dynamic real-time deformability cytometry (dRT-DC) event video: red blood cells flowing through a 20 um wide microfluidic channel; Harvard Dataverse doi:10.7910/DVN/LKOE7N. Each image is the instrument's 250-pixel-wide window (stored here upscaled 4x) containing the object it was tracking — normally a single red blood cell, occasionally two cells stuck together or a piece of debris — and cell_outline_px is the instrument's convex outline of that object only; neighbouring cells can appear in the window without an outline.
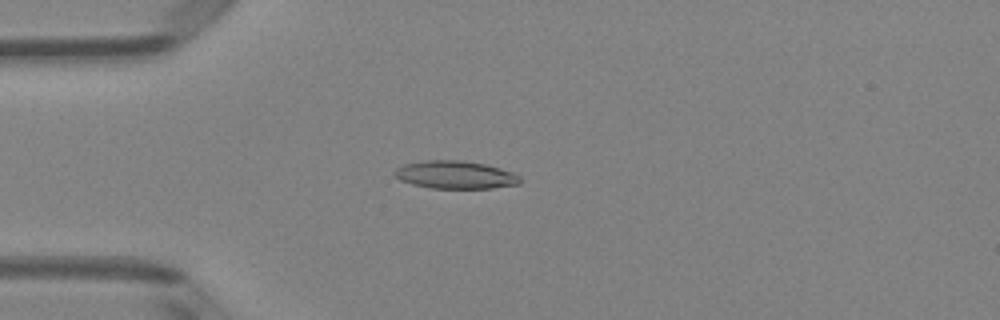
{"species": "Egyptian fruit bat (a non-hibernating species)", "species_latin": "Rousettus aegyptiacus", "temperature_condition": "room temperature", "stored_images_in_passage": 43, "camera_frame_rate_fps": 3000, "um_per_image_px": 0.085, "animal": {"sex": "female"}, "frame": {"image": 1, "passage_image": 13, "time_ms": 4.0, "image_size_px": [1000, 320], "cell_outline_px": [[520, 184], [492, 188], [432, 188], [412, 184], [400, 180], [392, 172], [396, 168], [404, 164], [424, 160], [460, 160], [484, 164], [500, 168], [512, 172], [520, 176]], "centroid_in_image_um": [38.69, 14.85], "position_along_channel_um": 46.3, "area_um2": 20.35}}
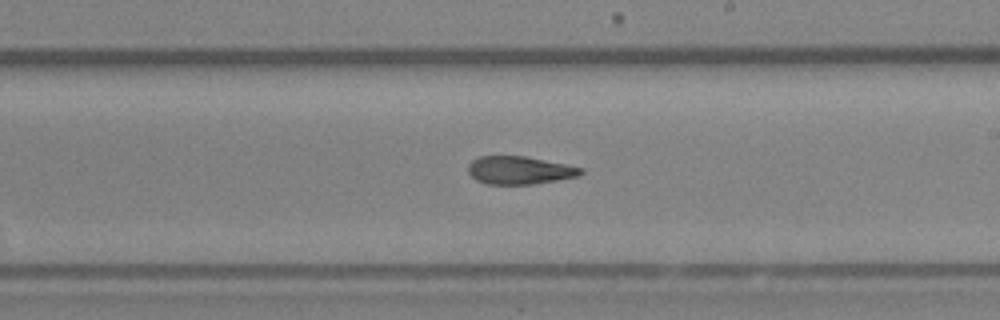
{"frame": {"image": 2, "passage_image": 29, "time_ms": 9.333, "image_size_px": [1000, 320], "cell_outline_px": [[584, 172], [580, 176], [532, 184], [484, 184], [476, 180], [468, 172], [468, 164], [472, 160], [480, 156], [524, 156], [584, 168]], "centroid_in_image_um": [44.15, 14.47], "position_along_channel_um": 244.9, "area_um2": 18.32}}
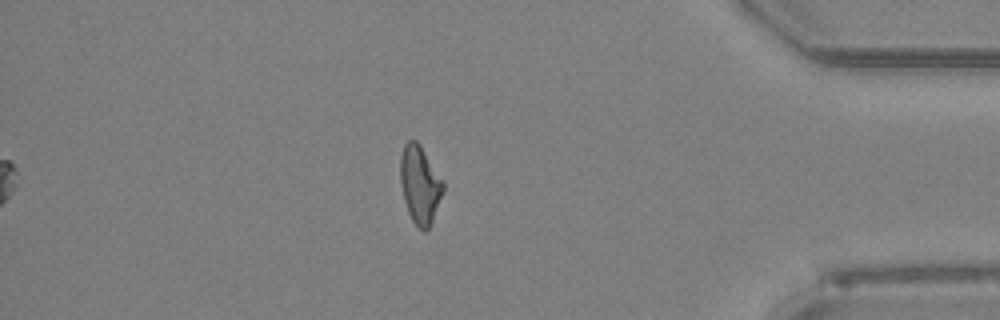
{"frame": {"image": 3, "passage_image": 43, "time_ms": 14.0, "image_size_px": [1000, 320], "cell_outline_px": [[444, 192], [432, 220], [428, 228], [424, 232], [412, 220], [408, 212], [404, 200], [400, 184], [400, 156], [404, 144], [408, 140], [416, 140], [420, 144], [444, 180]], "centroid_in_image_um": [35.7, 15.65], "position_along_channel_um": 399.5, "area_um2": 19.59}, "authors_computed_cell_mechanics": {"area_um2": 19.5942, "velocity_mm_per_s": 4.0543, "shape_relaxation_time_tau1_ms": null, "shape_relaxation_time_tau2_ms": 4.9495, "deformation_change_tau1": null, "deformation_change_tau2": 0.1498}}